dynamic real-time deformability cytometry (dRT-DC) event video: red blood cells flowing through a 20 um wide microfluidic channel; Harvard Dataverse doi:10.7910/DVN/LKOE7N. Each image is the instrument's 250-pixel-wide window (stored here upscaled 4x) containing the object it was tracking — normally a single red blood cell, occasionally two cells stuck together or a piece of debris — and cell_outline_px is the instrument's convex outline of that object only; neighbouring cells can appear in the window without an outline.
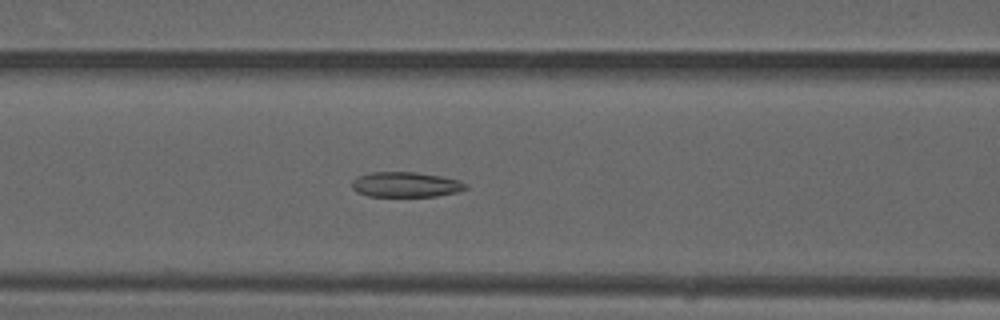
{"species": "common noctule bat (a hibernating species)", "species_latin": "Nyctalus noctula", "temperature_condition": "warm", "stored_images_in_passage": 49, "camera_frame_rate_fps": 3000, "um_per_image_px": 0.085, "animal": {"sex": "male", "forearm_length_mm": 52.5}, "frame": {"image": 1, "passage_image": 20, "time_ms": 6.333, "image_size_px": [1000, 320], "cell_outline_px": [[468, 188], [456, 192], [436, 196], [368, 196], [356, 192], [352, 188], [352, 180], [356, 176], [368, 172], [416, 172], [440, 176], [460, 180], [468, 184]], "centroid_in_image_um": [34.46, 15.68], "position_along_channel_um": 132.1, "area_um2": 16.82}}
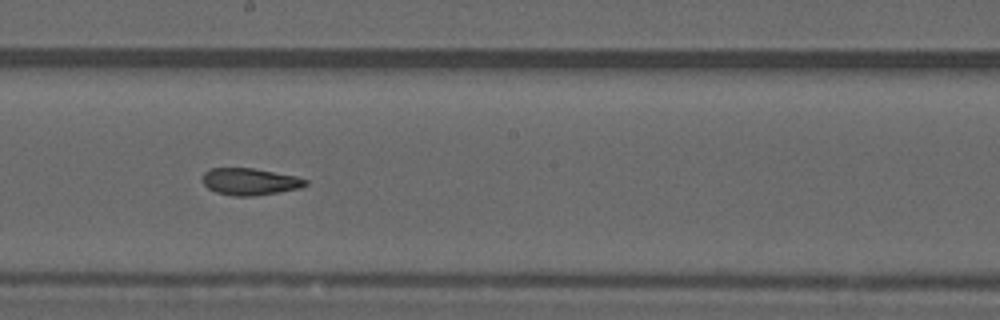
{"frame": {"image": 2, "passage_image": 27, "time_ms": 8.667, "image_size_px": [1000, 320], "cell_outline_px": [[308, 184], [300, 188], [256, 196], [232, 196], [216, 192], [208, 188], [200, 180], [204, 172], [208, 168], [252, 168], [296, 176], [308, 180]], "centroid_in_image_um": [21.21, 15.44], "position_along_channel_um": 227.0, "area_um2": 16.3}}
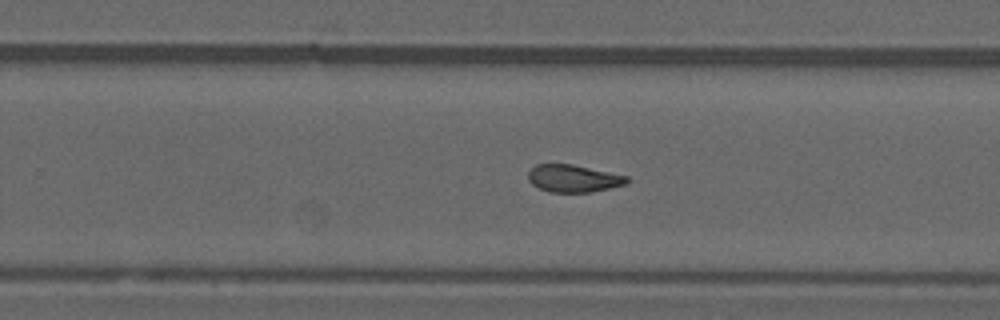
{"frame": {"image": 3, "passage_image": 31, "time_ms": 10.0, "image_size_px": [1000, 320], "cell_outline_px": [[628, 184], [592, 192], [548, 192], [532, 184], [528, 180], [528, 172], [536, 164], [572, 164], [628, 176]], "centroid_in_image_um": [48.74, 15.17], "position_along_channel_um": 281.1, "area_um2": 15.78}, "authors_computed_cell_mechanics": {"area_um2": 16.8776, "velocity_mm_per_s": 4.0845, "shape_relaxation_time_tau1_ms": null, "shape_relaxation_time_tau2_ms": 2.8902, "deformation_change_tau1": null, "deformation_change_tau2": 0.0928}}